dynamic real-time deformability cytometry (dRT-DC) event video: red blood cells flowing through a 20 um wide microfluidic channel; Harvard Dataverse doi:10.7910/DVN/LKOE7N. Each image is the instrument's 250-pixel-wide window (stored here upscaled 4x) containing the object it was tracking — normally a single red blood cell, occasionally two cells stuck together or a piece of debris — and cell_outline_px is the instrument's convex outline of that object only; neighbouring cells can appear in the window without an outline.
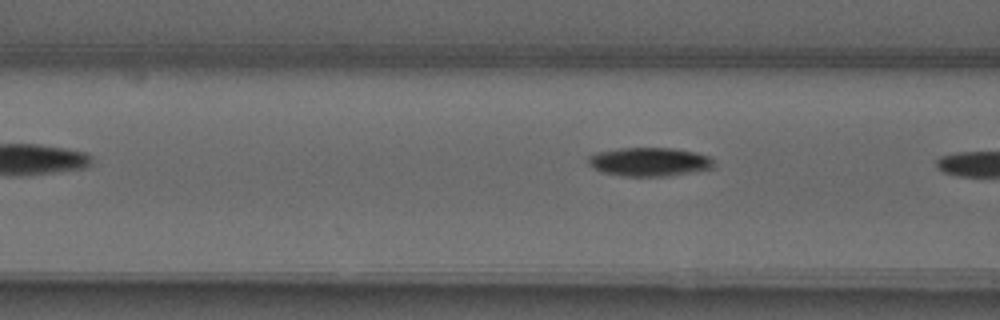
{"species": "common noctule bat (a hibernating species)", "species_latin": "Nyctalus noctula", "temperature_condition": "warm", "stored_images_in_passage": 7, "camera_frame_rate_fps": 3000, "um_per_image_px": 0.085, "animal": {"sex": "male", "forearm_length_mm": 52.5}, "frame": {"image": 1, "passage_image": 4, "time_ms": 7.0, "image_size_px": [1000, 320], "cell_outline_px": [[716, 168], [668, 176], [624, 176], [600, 172], [592, 168], [588, 164], [588, 156], [596, 152], [620, 148], [676, 148], [696, 152], [708, 156], [712, 160]], "centroid_in_image_um": [55.18, 13.76], "position_along_channel_um": 111.4, "area_um2": 21.27}}